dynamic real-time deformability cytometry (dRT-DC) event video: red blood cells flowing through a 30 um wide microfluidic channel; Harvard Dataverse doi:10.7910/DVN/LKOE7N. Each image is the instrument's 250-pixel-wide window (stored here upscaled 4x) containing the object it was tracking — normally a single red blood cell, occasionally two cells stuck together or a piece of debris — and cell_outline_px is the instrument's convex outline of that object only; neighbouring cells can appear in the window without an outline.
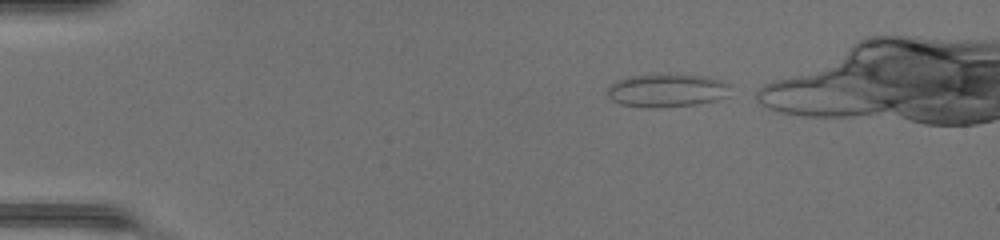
{"species": "common noctule bat (a hibernating species)", "species_latin": "Nyctalus noctula", "temperature_condition": "warm", "stored_images_in_passage": 28, "camera_frame_rate_fps": 3000, "um_per_image_px": 0.085, "animal": {"sex": "female", "body_mass_g": 17.0, "forearm_length_mm": 48.0}, "frame": {"image": 1, "passage_image": 1, "time_ms": 0.0, "image_size_px": [1000, 240], "cell_outline_px": [[732, 84], [728, 96], [716, 100], [696, 104], [648, 108], [620, 104], [612, 100], [608, 96], [608, 88], [616, 80], [632, 76], [700, 76], [720, 80]], "centroid_in_image_um": [56.71, 7.72], "position_along_channel_um": 28.3, "area_um2": 23.18}}